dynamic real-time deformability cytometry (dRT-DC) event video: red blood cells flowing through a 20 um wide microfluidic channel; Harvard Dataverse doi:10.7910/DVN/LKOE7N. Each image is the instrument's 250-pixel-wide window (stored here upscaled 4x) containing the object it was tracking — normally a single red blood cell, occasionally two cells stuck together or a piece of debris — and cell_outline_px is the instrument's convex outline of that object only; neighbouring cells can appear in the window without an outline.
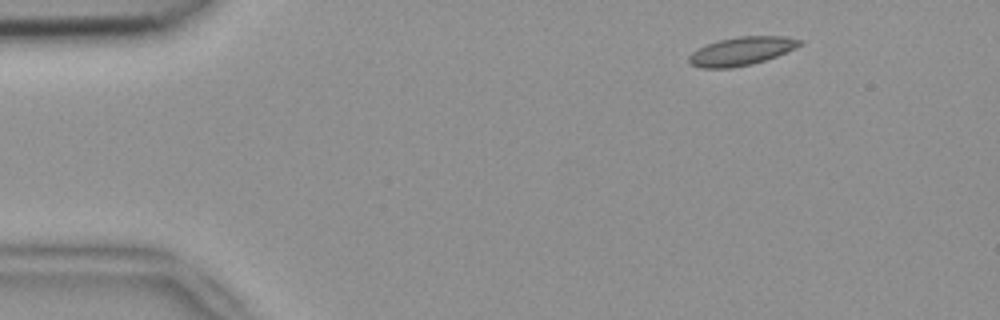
{"species": "common noctule bat (a hibernating species)", "species_latin": "Nyctalus noctula", "temperature_condition": "room temperature", "stored_images_in_passage": 7, "camera_frame_rate_fps": 3000, "um_per_image_px": 0.085, "animal": {"sex": "female", "body_mass_g": 18.4}, "frame": {"image": 1, "passage_image": 1, "time_ms": 0.0, "image_size_px": [1000, 320], "cell_outline_px": [[804, 44], [796, 48], [776, 56], [752, 64], [732, 68], [700, 68], [688, 64], [688, 56], [692, 52], [708, 44], [720, 40], [740, 36], [784, 36], [804, 40]], "centroid_in_image_um": [63.04, 4.35], "position_along_channel_um": 22.0, "area_um2": 18.38}}